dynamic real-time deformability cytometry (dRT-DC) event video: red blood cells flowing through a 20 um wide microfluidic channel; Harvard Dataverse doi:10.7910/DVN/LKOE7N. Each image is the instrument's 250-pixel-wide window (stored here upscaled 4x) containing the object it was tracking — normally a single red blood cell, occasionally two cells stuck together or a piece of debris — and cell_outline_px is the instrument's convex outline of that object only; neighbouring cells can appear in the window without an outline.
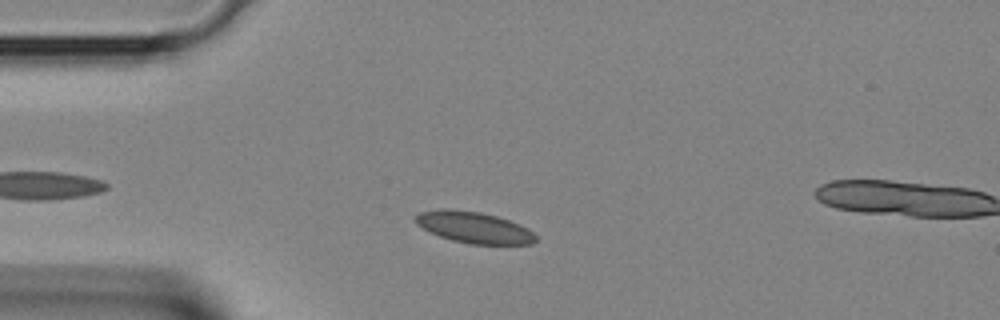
{"species": "Egyptian fruit bat (a non-hibernating species)", "species_latin": "Rousettus aegyptiacus", "temperature_condition": "room temperature", "stored_images_in_passage": 27, "camera_frame_rate_fps": 3000, "um_per_image_px": 0.085, "animal": {"sex": "female"}, "frame": {"image": 1, "passage_image": 5, "time_ms": 1.333, "image_size_px": [1000, 320], "cell_outline_px": [[536, 240], [532, 244], [472, 244], [452, 240], [440, 236], [416, 224], [412, 220], [420, 212], [440, 208], [444, 208], [480, 212], [496, 216], [508, 220], [532, 232], [536, 236]], "centroid_in_image_um": [40.23, 19.32], "position_along_channel_um": 44.8, "area_um2": 21.62}}
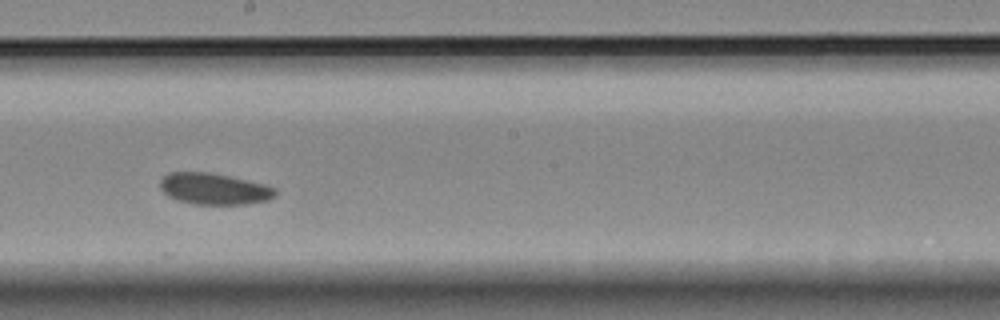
{"frame": {"image": 2, "passage_image": 17, "time_ms": 5.333, "image_size_px": [1000, 320], "cell_outline_px": [[276, 196], [268, 200], [244, 204], [192, 204], [176, 200], [168, 196], [160, 188], [160, 180], [168, 172], [212, 172], [268, 184], [276, 188]], "centroid_in_image_um": [18.22, 16.04], "position_along_channel_um": 230.0, "area_um2": 21.39}}
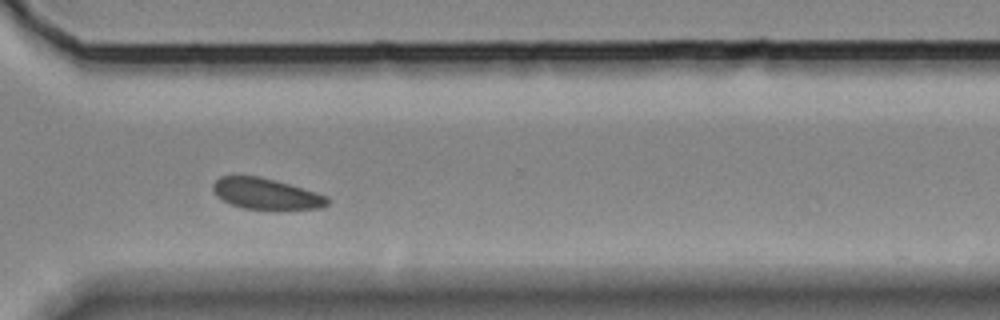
{"frame": {"image": 3, "passage_image": 24, "time_ms": 7.667, "image_size_px": [1000, 320], "cell_outline_px": [[332, 200], [328, 204], [320, 208], [244, 208], [232, 204], [216, 196], [212, 188], [212, 184], [220, 176], [260, 176], [276, 180], [316, 192], [328, 196]], "centroid_in_image_um": [22.62, 16.44], "position_along_channel_um": 348.0, "area_um2": 20.35}}